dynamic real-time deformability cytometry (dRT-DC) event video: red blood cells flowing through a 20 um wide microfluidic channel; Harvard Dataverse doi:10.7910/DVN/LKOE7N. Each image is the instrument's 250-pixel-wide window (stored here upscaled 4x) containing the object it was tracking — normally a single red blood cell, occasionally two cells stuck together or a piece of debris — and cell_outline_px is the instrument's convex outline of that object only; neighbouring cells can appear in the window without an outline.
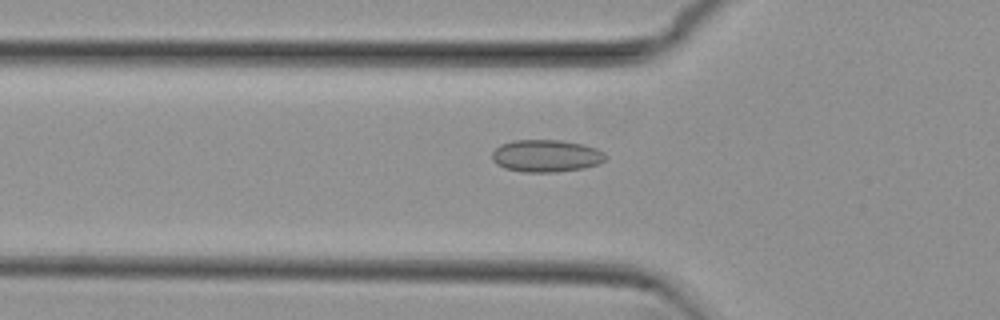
{"species": "common noctule bat (a hibernating species)", "species_latin": "Nyctalus noctula", "temperature_condition": "cold", "stored_images_in_passage": 53, "camera_frame_rate_fps": 3000, "um_per_image_px": 0.085, "animal": {"sex": "female", "body_mass_g": 29.2, "forearm_length_mm": 56.3}, "frame": {"image": 1, "passage_image": 18, "time_ms": 5.667, "image_size_px": [1000, 320], "cell_outline_px": [[608, 156], [604, 160], [596, 164], [584, 168], [552, 172], [524, 172], [504, 168], [496, 164], [492, 160], [492, 152], [500, 144], [512, 140], [560, 140], [584, 144], [596, 148], [604, 152]], "centroid_in_image_um": [46.4, 13.24], "position_along_channel_um": 79.4, "area_um2": 21.44}}
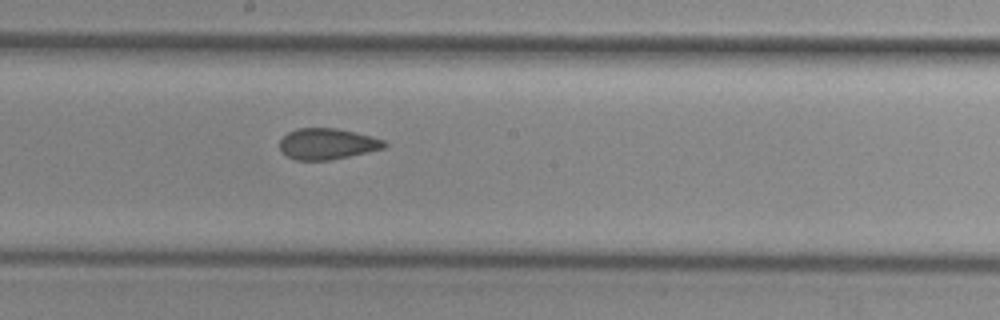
{"frame": {"image": 2, "passage_image": 29, "time_ms": 9.333, "image_size_px": [1000, 320], "cell_outline_px": [[388, 144], [384, 148], [348, 156], [328, 160], [296, 160], [288, 156], [280, 148], [280, 140], [288, 132], [296, 128], [336, 128], [372, 136], [384, 140]], "centroid_in_image_um": [27.82, 12.22], "position_along_channel_um": 220.4, "area_um2": 18.73}}
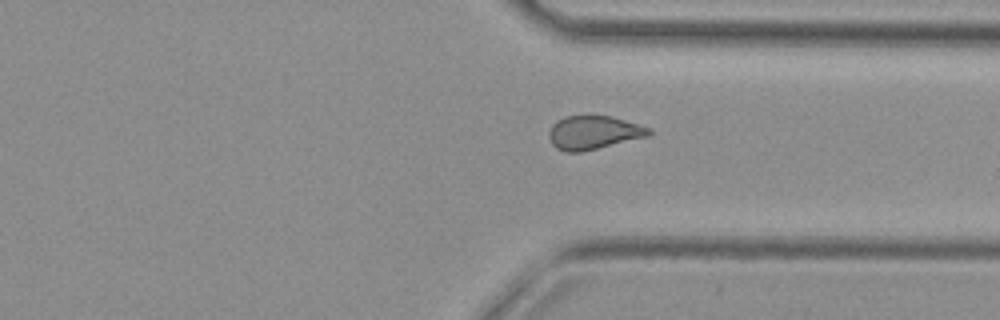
{"frame": {"image": 3, "passage_image": 40, "time_ms": 13.0, "image_size_px": [1000, 320], "cell_outline_px": [[652, 132], [648, 136], [580, 152], [564, 152], [556, 148], [552, 144], [548, 136], [548, 132], [552, 124], [556, 120], [564, 116], [612, 116], [652, 128]], "centroid_in_image_um": [50.43, 11.26], "position_along_channel_um": 361.0, "area_um2": 19.59}, "authors_computed_cell_mechanics": {"area_um2": 19.8254, "velocity_mm_per_s": 3.8335, "shape_relaxation_time_tau1_ms": null, "shape_relaxation_time_tau2_ms": 2.1796, "deformation_change_tau1": null, "deformation_change_tau2": 0.0725}}